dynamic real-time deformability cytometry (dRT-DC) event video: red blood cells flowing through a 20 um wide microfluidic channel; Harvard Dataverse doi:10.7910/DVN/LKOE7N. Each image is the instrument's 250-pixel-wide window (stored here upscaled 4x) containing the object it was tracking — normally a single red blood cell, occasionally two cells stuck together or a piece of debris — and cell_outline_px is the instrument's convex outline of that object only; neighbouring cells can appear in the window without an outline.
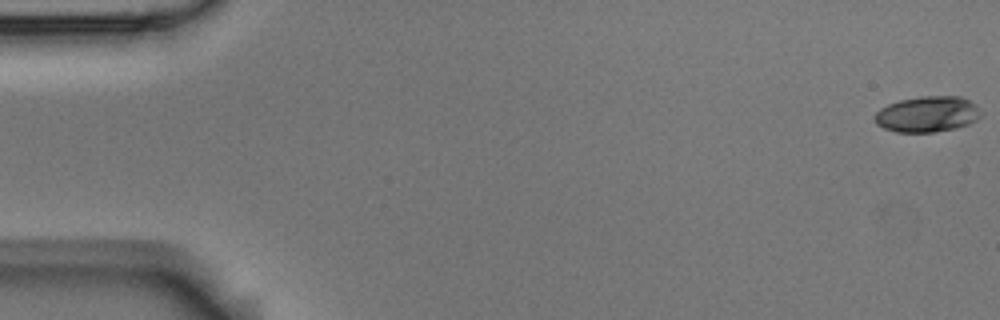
{"species": "Egyptian fruit bat (a non-hibernating species)", "species_latin": "Rousettus aegyptiacus", "temperature_condition": "room temperature", "stored_images_in_passage": 9, "camera_frame_rate_fps": 3000, "um_per_image_px": 0.085, "animal": {"sex": "male"}, "frame": {"image": 1, "passage_image": 1, "time_ms": 0.0, "image_size_px": [1000, 320], "cell_outline_px": [[984, 112], [976, 120], [968, 124], [956, 128], [932, 132], [896, 132], [884, 128], [876, 124], [876, 112], [880, 108], [888, 104], [900, 100], [920, 96], [960, 96], [976, 104]], "centroid_in_image_um": [78.86, 9.7], "position_along_channel_um": 6.1, "area_um2": 22.25}}
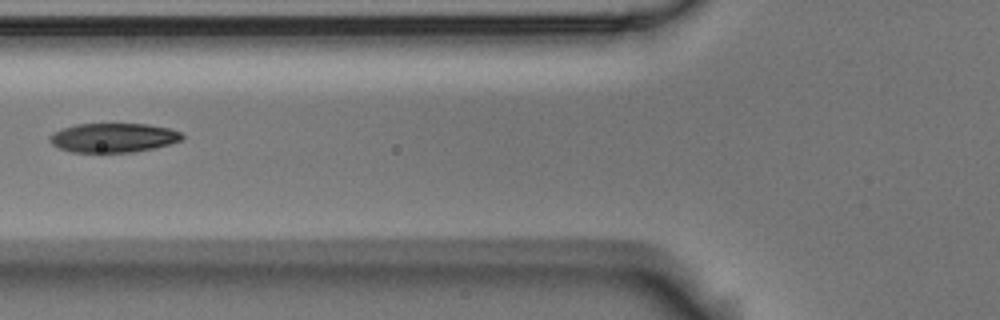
{"frame": {"image": 2, "passage_image": 7, "time_ms": 2.0, "image_size_px": [1000, 320], "cell_outline_px": [[184, 136], [180, 140], [168, 144], [152, 148], [132, 152], [72, 152], [60, 148], [52, 144], [48, 140], [48, 136], [52, 132], [76, 124], [148, 124], [168, 128], [180, 132]], "centroid_in_image_um": [9.58, 11.7], "position_along_channel_um": 116.2, "area_um2": 22.37}}
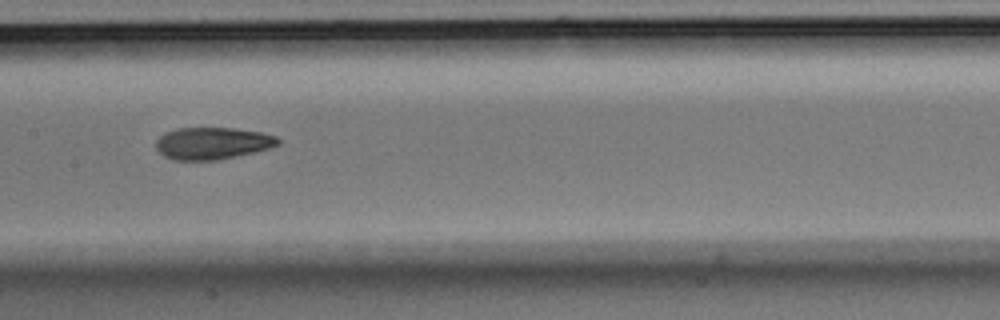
{"frame": {"image": 3, "passage_image": 9, "time_ms": 2.667, "image_size_px": [1000, 320], "cell_outline_px": [[280, 144], [268, 148], [236, 156], [216, 160], [172, 160], [164, 156], [156, 148], [156, 140], [160, 136], [176, 128], [232, 128], [260, 132], [276, 136], [280, 140]], "centroid_in_image_um": [18.04, 12.18], "position_along_channel_um": 189.4, "area_um2": 22.6}}